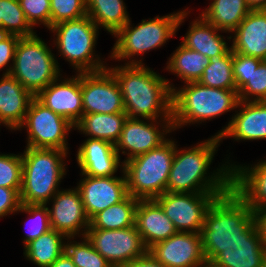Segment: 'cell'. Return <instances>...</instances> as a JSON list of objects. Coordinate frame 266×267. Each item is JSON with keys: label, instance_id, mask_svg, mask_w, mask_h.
<instances>
[{"label": "cell", "instance_id": "obj_1", "mask_svg": "<svg viewBox=\"0 0 266 267\" xmlns=\"http://www.w3.org/2000/svg\"><path fill=\"white\" fill-rule=\"evenodd\" d=\"M129 62L108 68L119 84L128 117L139 119L137 116H141L149 122L162 115L164 120H172L173 86L168 79L144 67L141 60Z\"/></svg>", "mask_w": 266, "mask_h": 267}, {"label": "cell", "instance_id": "obj_2", "mask_svg": "<svg viewBox=\"0 0 266 267\" xmlns=\"http://www.w3.org/2000/svg\"><path fill=\"white\" fill-rule=\"evenodd\" d=\"M257 229L254 211L232 188L216 197L200 232L206 261L211 262L233 242L247 240Z\"/></svg>", "mask_w": 266, "mask_h": 267}, {"label": "cell", "instance_id": "obj_3", "mask_svg": "<svg viewBox=\"0 0 266 267\" xmlns=\"http://www.w3.org/2000/svg\"><path fill=\"white\" fill-rule=\"evenodd\" d=\"M220 138L215 135L191 149L175 150L166 192L227 193L232 188V166H222L205 176L213 160Z\"/></svg>", "mask_w": 266, "mask_h": 267}, {"label": "cell", "instance_id": "obj_4", "mask_svg": "<svg viewBox=\"0 0 266 267\" xmlns=\"http://www.w3.org/2000/svg\"><path fill=\"white\" fill-rule=\"evenodd\" d=\"M67 151L26 147L22 155L21 204L46 205L59 191L66 175L63 163Z\"/></svg>", "mask_w": 266, "mask_h": 267}, {"label": "cell", "instance_id": "obj_5", "mask_svg": "<svg viewBox=\"0 0 266 267\" xmlns=\"http://www.w3.org/2000/svg\"><path fill=\"white\" fill-rule=\"evenodd\" d=\"M237 90L212 88L199 82L172 90V121L174 130L185 124L200 122L238 108Z\"/></svg>", "mask_w": 266, "mask_h": 267}, {"label": "cell", "instance_id": "obj_6", "mask_svg": "<svg viewBox=\"0 0 266 267\" xmlns=\"http://www.w3.org/2000/svg\"><path fill=\"white\" fill-rule=\"evenodd\" d=\"M176 144L167 140L146 153L124 160L128 194L139 200H152L166 192Z\"/></svg>", "mask_w": 266, "mask_h": 267}, {"label": "cell", "instance_id": "obj_7", "mask_svg": "<svg viewBox=\"0 0 266 267\" xmlns=\"http://www.w3.org/2000/svg\"><path fill=\"white\" fill-rule=\"evenodd\" d=\"M4 73L14 77L34 96L60 76L54 54L36 34L19 39L13 66Z\"/></svg>", "mask_w": 266, "mask_h": 267}, {"label": "cell", "instance_id": "obj_8", "mask_svg": "<svg viewBox=\"0 0 266 267\" xmlns=\"http://www.w3.org/2000/svg\"><path fill=\"white\" fill-rule=\"evenodd\" d=\"M188 12L183 10L166 16H156L154 19L142 20L136 27H131L129 20L120 28L114 36L118 38L112 49L110 58L132 59L134 55H140L161 47L171 38Z\"/></svg>", "mask_w": 266, "mask_h": 267}, {"label": "cell", "instance_id": "obj_9", "mask_svg": "<svg viewBox=\"0 0 266 267\" xmlns=\"http://www.w3.org/2000/svg\"><path fill=\"white\" fill-rule=\"evenodd\" d=\"M99 27L86 15L77 20L63 21L50 28L56 32L55 44L60 56L73 65L77 72H95L105 68L98 57L94 58V46Z\"/></svg>", "mask_w": 266, "mask_h": 267}, {"label": "cell", "instance_id": "obj_10", "mask_svg": "<svg viewBox=\"0 0 266 267\" xmlns=\"http://www.w3.org/2000/svg\"><path fill=\"white\" fill-rule=\"evenodd\" d=\"M27 128L30 148H45L67 151L66 134L75 126L66 118L54 113L34 98L19 129Z\"/></svg>", "mask_w": 266, "mask_h": 267}, {"label": "cell", "instance_id": "obj_11", "mask_svg": "<svg viewBox=\"0 0 266 267\" xmlns=\"http://www.w3.org/2000/svg\"><path fill=\"white\" fill-rule=\"evenodd\" d=\"M223 194L165 192L154 200L161 206L178 232L200 233L209 205L216 197Z\"/></svg>", "mask_w": 266, "mask_h": 267}, {"label": "cell", "instance_id": "obj_12", "mask_svg": "<svg viewBox=\"0 0 266 267\" xmlns=\"http://www.w3.org/2000/svg\"><path fill=\"white\" fill-rule=\"evenodd\" d=\"M85 237L113 267L148 252L135 225L117 230L88 229Z\"/></svg>", "mask_w": 266, "mask_h": 267}, {"label": "cell", "instance_id": "obj_13", "mask_svg": "<svg viewBox=\"0 0 266 267\" xmlns=\"http://www.w3.org/2000/svg\"><path fill=\"white\" fill-rule=\"evenodd\" d=\"M81 93L84 114L125 112L119 84L108 67L81 73Z\"/></svg>", "mask_w": 266, "mask_h": 267}, {"label": "cell", "instance_id": "obj_14", "mask_svg": "<svg viewBox=\"0 0 266 267\" xmlns=\"http://www.w3.org/2000/svg\"><path fill=\"white\" fill-rule=\"evenodd\" d=\"M148 252L165 267H198L206 261L200 233L177 232Z\"/></svg>", "mask_w": 266, "mask_h": 267}, {"label": "cell", "instance_id": "obj_15", "mask_svg": "<svg viewBox=\"0 0 266 267\" xmlns=\"http://www.w3.org/2000/svg\"><path fill=\"white\" fill-rule=\"evenodd\" d=\"M53 206L48 208L51 229L56 230L66 236L67 239L79 235L82 229L84 237L90 226L81 194L78 188L58 191L53 197Z\"/></svg>", "mask_w": 266, "mask_h": 267}, {"label": "cell", "instance_id": "obj_16", "mask_svg": "<svg viewBox=\"0 0 266 267\" xmlns=\"http://www.w3.org/2000/svg\"><path fill=\"white\" fill-rule=\"evenodd\" d=\"M84 176L77 188L89 219L109 206L123 201L129 195L125 174L124 177Z\"/></svg>", "mask_w": 266, "mask_h": 267}, {"label": "cell", "instance_id": "obj_17", "mask_svg": "<svg viewBox=\"0 0 266 267\" xmlns=\"http://www.w3.org/2000/svg\"><path fill=\"white\" fill-rule=\"evenodd\" d=\"M165 123L161 132L153 122L157 120H151V123L144 122V120L127 118L124 122L123 129L120 133V137L116 142L115 149L119 154V150H123L122 154H126L125 150H128L126 160H129L137 155L146 153L161 146L168 139L164 138L166 133H170L174 130L172 120H162Z\"/></svg>", "mask_w": 266, "mask_h": 267}, {"label": "cell", "instance_id": "obj_18", "mask_svg": "<svg viewBox=\"0 0 266 267\" xmlns=\"http://www.w3.org/2000/svg\"><path fill=\"white\" fill-rule=\"evenodd\" d=\"M57 80L59 78L40 91L35 98L75 126L84 114L81 73L77 77L64 79L61 83H57Z\"/></svg>", "mask_w": 266, "mask_h": 267}, {"label": "cell", "instance_id": "obj_19", "mask_svg": "<svg viewBox=\"0 0 266 267\" xmlns=\"http://www.w3.org/2000/svg\"><path fill=\"white\" fill-rule=\"evenodd\" d=\"M240 111L217 136L235 140L266 139V101H239Z\"/></svg>", "mask_w": 266, "mask_h": 267}, {"label": "cell", "instance_id": "obj_20", "mask_svg": "<svg viewBox=\"0 0 266 267\" xmlns=\"http://www.w3.org/2000/svg\"><path fill=\"white\" fill-rule=\"evenodd\" d=\"M120 156L111 142L88 138L78 148L77 163L82 175L113 176L120 164Z\"/></svg>", "mask_w": 266, "mask_h": 267}, {"label": "cell", "instance_id": "obj_21", "mask_svg": "<svg viewBox=\"0 0 266 267\" xmlns=\"http://www.w3.org/2000/svg\"><path fill=\"white\" fill-rule=\"evenodd\" d=\"M134 225L147 249L178 232L173 222L154 199L138 200Z\"/></svg>", "mask_w": 266, "mask_h": 267}, {"label": "cell", "instance_id": "obj_22", "mask_svg": "<svg viewBox=\"0 0 266 267\" xmlns=\"http://www.w3.org/2000/svg\"><path fill=\"white\" fill-rule=\"evenodd\" d=\"M233 32V52L266 61V10H251Z\"/></svg>", "mask_w": 266, "mask_h": 267}, {"label": "cell", "instance_id": "obj_23", "mask_svg": "<svg viewBox=\"0 0 266 267\" xmlns=\"http://www.w3.org/2000/svg\"><path fill=\"white\" fill-rule=\"evenodd\" d=\"M34 98L35 96L10 74L3 75L0 79V124H5L12 130H19Z\"/></svg>", "mask_w": 266, "mask_h": 267}, {"label": "cell", "instance_id": "obj_24", "mask_svg": "<svg viewBox=\"0 0 266 267\" xmlns=\"http://www.w3.org/2000/svg\"><path fill=\"white\" fill-rule=\"evenodd\" d=\"M232 166V189L252 211L266 207V160L251 168Z\"/></svg>", "mask_w": 266, "mask_h": 267}, {"label": "cell", "instance_id": "obj_25", "mask_svg": "<svg viewBox=\"0 0 266 267\" xmlns=\"http://www.w3.org/2000/svg\"><path fill=\"white\" fill-rule=\"evenodd\" d=\"M211 262L218 267H265V244L259 230L245 241L233 242Z\"/></svg>", "mask_w": 266, "mask_h": 267}, {"label": "cell", "instance_id": "obj_26", "mask_svg": "<svg viewBox=\"0 0 266 267\" xmlns=\"http://www.w3.org/2000/svg\"><path fill=\"white\" fill-rule=\"evenodd\" d=\"M200 20H194L189 31L182 40V45L196 52H200L204 56L219 57L225 55L231 47H228L219 35L217 28L207 22L202 16Z\"/></svg>", "mask_w": 266, "mask_h": 267}, {"label": "cell", "instance_id": "obj_27", "mask_svg": "<svg viewBox=\"0 0 266 267\" xmlns=\"http://www.w3.org/2000/svg\"><path fill=\"white\" fill-rule=\"evenodd\" d=\"M127 118L126 112L83 114L74 129L91 136L89 138L105 140L115 145Z\"/></svg>", "mask_w": 266, "mask_h": 267}, {"label": "cell", "instance_id": "obj_28", "mask_svg": "<svg viewBox=\"0 0 266 267\" xmlns=\"http://www.w3.org/2000/svg\"><path fill=\"white\" fill-rule=\"evenodd\" d=\"M250 11L246 0H213L200 16L218 30L230 33Z\"/></svg>", "mask_w": 266, "mask_h": 267}, {"label": "cell", "instance_id": "obj_29", "mask_svg": "<svg viewBox=\"0 0 266 267\" xmlns=\"http://www.w3.org/2000/svg\"><path fill=\"white\" fill-rule=\"evenodd\" d=\"M87 15L114 35L130 19L123 0H86Z\"/></svg>", "mask_w": 266, "mask_h": 267}, {"label": "cell", "instance_id": "obj_30", "mask_svg": "<svg viewBox=\"0 0 266 267\" xmlns=\"http://www.w3.org/2000/svg\"><path fill=\"white\" fill-rule=\"evenodd\" d=\"M137 198L128 195L123 201L98 212L88 229L117 230L134 226Z\"/></svg>", "mask_w": 266, "mask_h": 267}, {"label": "cell", "instance_id": "obj_31", "mask_svg": "<svg viewBox=\"0 0 266 267\" xmlns=\"http://www.w3.org/2000/svg\"><path fill=\"white\" fill-rule=\"evenodd\" d=\"M66 236L54 229L40 235L25 247L24 255L39 267H50L65 251ZM64 243V244H63Z\"/></svg>", "mask_w": 266, "mask_h": 267}, {"label": "cell", "instance_id": "obj_32", "mask_svg": "<svg viewBox=\"0 0 266 267\" xmlns=\"http://www.w3.org/2000/svg\"><path fill=\"white\" fill-rule=\"evenodd\" d=\"M209 63L208 57L181 44L169 59L166 69L177 74L185 83L198 82Z\"/></svg>", "mask_w": 266, "mask_h": 267}, {"label": "cell", "instance_id": "obj_33", "mask_svg": "<svg viewBox=\"0 0 266 267\" xmlns=\"http://www.w3.org/2000/svg\"><path fill=\"white\" fill-rule=\"evenodd\" d=\"M209 61L198 82L212 88L237 90L233 76V51L230 49L225 55L210 57Z\"/></svg>", "mask_w": 266, "mask_h": 267}, {"label": "cell", "instance_id": "obj_34", "mask_svg": "<svg viewBox=\"0 0 266 267\" xmlns=\"http://www.w3.org/2000/svg\"><path fill=\"white\" fill-rule=\"evenodd\" d=\"M0 34L31 37L36 33L26 20L19 0H0Z\"/></svg>", "mask_w": 266, "mask_h": 267}, {"label": "cell", "instance_id": "obj_35", "mask_svg": "<svg viewBox=\"0 0 266 267\" xmlns=\"http://www.w3.org/2000/svg\"><path fill=\"white\" fill-rule=\"evenodd\" d=\"M81 243L70 241L65 244V253L76 267H113L84 236ZM76 242V243H74Z\"/></svg>", "mask_w": 266, "mask_h": 267}, {"label": "cell", "instance_id": "obj_36", "mask_svg": "<svg viewBox=\"0 0 266 267\" xmlns=\"http://www.w3.org/2000/svg\"><path fill=\"white\" fill-rule=\"evenodd\" d=\"M0 187L15 189L22 187V155L0 154Z\"/></svg>", "mask_w": 266, "mask_h": 267}, {"label": "cell", "instance_id": "obj_37", "mask_svg": "<svg viewBox=\"0 0 266 267\" xmlns=\"http://www.w3.org/2000/svg\"><path fill=\"white\" fill-rule=\"evenodd\" d=\"M51 27L87 15L86 0H50Z\"/></svg>", "mask_w": 266, "mask_h": 267}, {"label": "cell", "instance_id": "obj_38", "mask_svg": "<svg viewBox=\"0 0 266 267\" xmlns=\"http://www.w3.org/2000/svg\"><path fill=\"white\" fill-rule=\"evenodd\" d=\"M18 211H25V213H28L32 216L31 223H33L32 226L29 228L30 230L27 231L25 239L23 240L24 246L38 238L40 235L51 230L49 210L46 205L21 204Z\"/></svg>", "mask_w": 266, "mask_h": 267}, {"label": "cell", "instance_id": "obj_39", "mask_svg": "<svg viewBox=\"0 0 266 267\" xmlns=\"http://www.w3.org/2000/svg\"><path fill=\"white\" fill-rule=\"evenodd\" d=\"M238 96L240 101H266V61L253 69L248 82L238 91ZM249 96L256 97L250 100Z\"/></svg>", "mask_w": 266, "mask_h": 267}, {"label": "cell", "instance_id": "obj_40", "mask_svg": "<svg viewBox=\"0 0 266 267\" xmlns=\"http://www.w3.org/2000/svg\"><path fill=\"white\" fill-rule=\"evenodd\" d=\"M19 3L31 27L40 22L51 28L50 0H19Z\"/></svg>", "mask_w": 266, "mask_h": 267}, {"label": "cell", "instance_id": "obj_41", "mask_svg": "<svg viewBox=\"0 0 266 267\" xmlns=\"http://www.w3.org/2000/svg\"><path fill=\"white\" fill-rule=\"evenodd\" d=\"M262 60L251 56L233 52V76L239 91L249 80L253 69H256Z\"/></svg>", "mask_w": 266, "mask_h": 267}, {"label": "cell", "instance_id": "obj_42", "mask_svg": "<svg viewBox=\"0 0 266 267\" xmlns=\"http://www.w3.org/2000/svg\"><path fill=\"white\" fill-rule=\"evenodd\" d=\"M20 206V194L15 189L0 187V218L17 212Z\"/></svg>", "mask_w": 266, "mask_h": 267}, {"label": "cell", "instance_id": "obj_43", "mask_svg": "<svg viewBox=\"0 0 266 267\" xmlns=\"http://www.w3.org/2000/svg\"><path fill=\"white\" fill-rule=\"evenodd\" d=\"M20 37L17 35L0 34V70L14 62L15 50Z\"/></svg>", "mask_w": 266, "mask_h": 267}, {"label": "cell", "instance_id": "obj_44", "mask_svg": "<svg viewBox=\"0 0 266 267\" xmlns=\"http://www.w3.org/2000/svg\"><path fill=\"white\" fill-rule=\"evenodd\" d=\"M117 267H165L157 261L149 252L144 256L118 265Z\"/></svg>", "mask_w": 266, "mask_h": 267}, {"label": "cell", "instance_id": "obj_45", "mask_svg": "<svg viewBox=\"0 0 266 267\" xmlns=\"http://www.w3.org/2000/svg\"><path fill=\"white\" fill-rule=\"evenodd\" d=\"M254 215L260 236L266 245V207L254 210Z\"/></svg>", "mask_w": 266, "mask_h": 267}, {"label": "cell", "instance_id": "obj_46", "mask_svg": "<svg viewBox=\"0 0 266 267\" xmlns=\"http://www.w3.org/2000/svg\"><path fill=\"white\" fill-rule=\"evenodd\" d=\"M50 267H76L70 257L64 252Z\"/></svg>", "mask_w": 266, "mask_h": 267}, {"label": "cell", "instance_id": "obj_47", "mask_svg": "<svg viewBox=\"0 0 266 267\" xmlns=\"http://www.w3.org/2000/svg\"><path fill=\"white\" fill-rule=\"evenodd\" d=\"M251 10H266V0H246Z\"/></svg>", "mask_w": 266, "mask_h": 267}, {"label": "cell", "instance_id": "obj_48", "mask_svg": "<svg viewBox=\"0 0 266 267\" xmlns=\"http://www.w3.org/2000/svg\"><path fill=\"white\" fill-rule=\"evenodd\" d=\"M198 267H218V266L213 264L212 262L205 261L202 264H200Z\"/></svg>", "mask_w": 266, "mask_h": 267}, {"label": "cell", "instance_id": "obj_49", "mask_svg": "<svg viewBox=\"0 0 266 267\" xmlns=\"http://www.w3.org/2000/svg\"><path fill=\"white\" fill-rule=\"evenodd\" d=\"M265 267H266V245H265Z\"/></svg>", "mask_w": 266, "mask_h": 267}]
</instances>
